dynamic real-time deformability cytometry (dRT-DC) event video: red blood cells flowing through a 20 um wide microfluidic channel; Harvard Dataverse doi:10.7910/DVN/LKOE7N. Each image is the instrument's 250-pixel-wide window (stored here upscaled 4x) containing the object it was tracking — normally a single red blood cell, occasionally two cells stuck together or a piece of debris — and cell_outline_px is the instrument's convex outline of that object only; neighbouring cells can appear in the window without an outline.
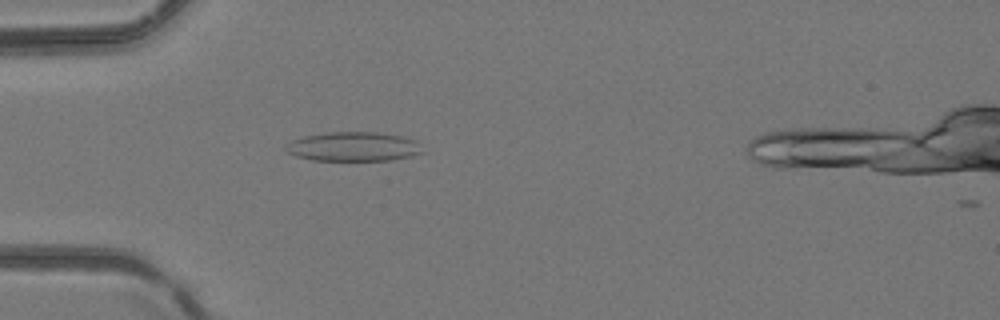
{"species": "common noctule bat (a hibernating species)", "species_latin": "Nyctalus noctula", "temperature_condition": "room temperature", "stored_images_in_passage": 4, "camera_frame_rate_fps": 3000, "um_per_image_px": 0.085, "animal": {"sex": "female", "body_mass_g": 24.6, "forearm_length_mm": 56.2}, "frame": {"image": 1, "passage_image": 4, "time_ms": 1.0, "image_size_px": [1000, 320], "cell_outline_px": [[424, 152], [412, 156], [392, 160], [312, 160], [296, 156], [288, 152], [284, 148], [292, 140], [304, 136], [328, 132], [376, 132], [400, 136], [420, 140]], "centroid_in_image_um": [30.11, 12.46], "position_along_channel_um": 54.9, "area_um2": 23.47}}